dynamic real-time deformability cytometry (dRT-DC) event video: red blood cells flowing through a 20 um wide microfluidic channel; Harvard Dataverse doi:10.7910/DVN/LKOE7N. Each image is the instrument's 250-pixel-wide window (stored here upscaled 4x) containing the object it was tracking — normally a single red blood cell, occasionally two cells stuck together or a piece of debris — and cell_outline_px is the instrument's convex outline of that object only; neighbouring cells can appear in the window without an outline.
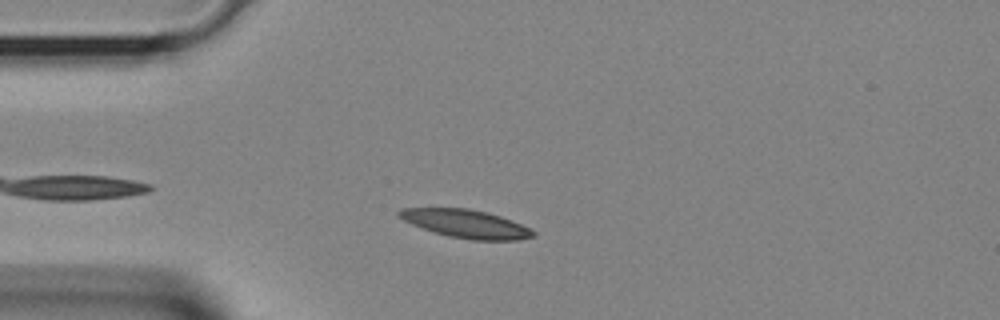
{"species": "Egyptian fruit bat (a non-hibernating species)", "species_latin": "Rousettus aegyptiacus", "temperature_condition": "room temperature", "stored_images_in_passage": 33, "camera_frame_rate_fps": 3000, "um_per_image_px": 0.085, "animal": {"sex": "female"}, "frame": {"image": 1, "passage_image": 4, "time_ms": 1.0, "image_size_px": [1000, 320], "cell_outline_px": [[536, 236], [516, 240], [472, 240], [448, 236], [412, 224], [396, 216], [396, 212], [400, 208], [468, 208], [488, 212], [512, 220], [536, 232]], "centroid_in_image_um": [39.6, 19.01], "position_along_channel_um": 45.4, "area_um2": 21.96}}
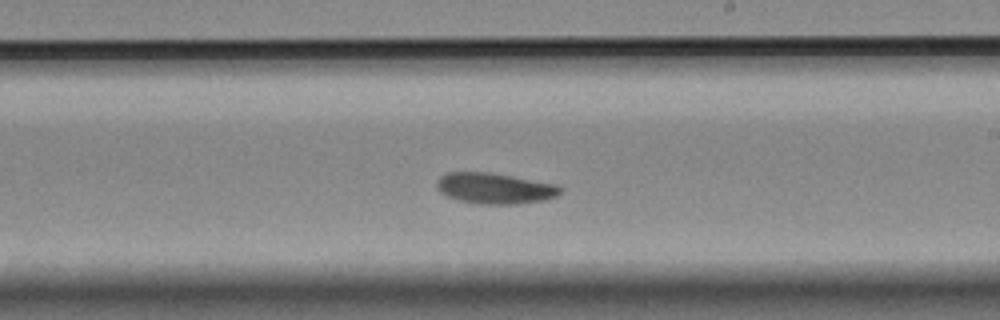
{"frame": {"image": 2, "passage_image": 17, "time_ms": 5.333, "image_size_px": [1000, 320], "cell_outline_px": [[564, 188], [556, 196], [544, 200], [516, 204], [480, 204], [460, 200], [448, 196], [440, 192], [436, 184], [436, 180], [440, 176], [448, 172], [488, 172], [512, 176], [556, 184]], "centroid_in_image_um": [42.06, 16.0], "position_along_channel_um": 246.9, "area_um2": 22.14}}
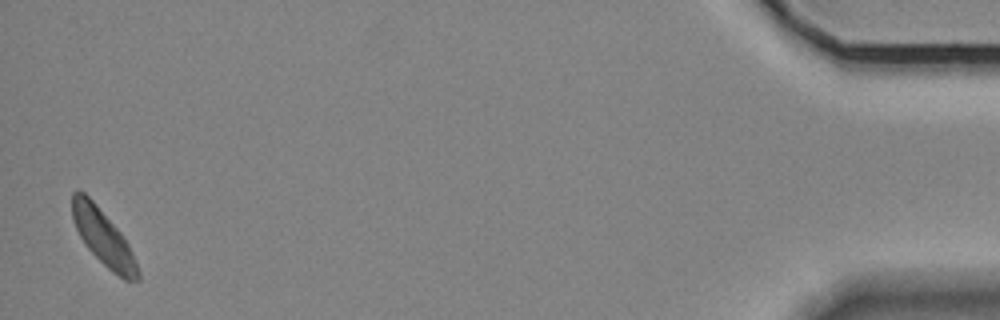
{"frame": {"image": 3, "passage_image": 33, "time_ms": 10.667, "image_size_px": [1000, 320], "cell_outline_px": [[140, 280], [124, 280], [112, 272], [84, 244], [72, 220], [72, 192], [84, 192], [96, 204], [120, 232], [128, 244], [132, 252], [140, 272]], "centroid_in_image_um": [8.78, 20.21], "position_along_channel_um": 426.4, "area_um2": 20.92}}